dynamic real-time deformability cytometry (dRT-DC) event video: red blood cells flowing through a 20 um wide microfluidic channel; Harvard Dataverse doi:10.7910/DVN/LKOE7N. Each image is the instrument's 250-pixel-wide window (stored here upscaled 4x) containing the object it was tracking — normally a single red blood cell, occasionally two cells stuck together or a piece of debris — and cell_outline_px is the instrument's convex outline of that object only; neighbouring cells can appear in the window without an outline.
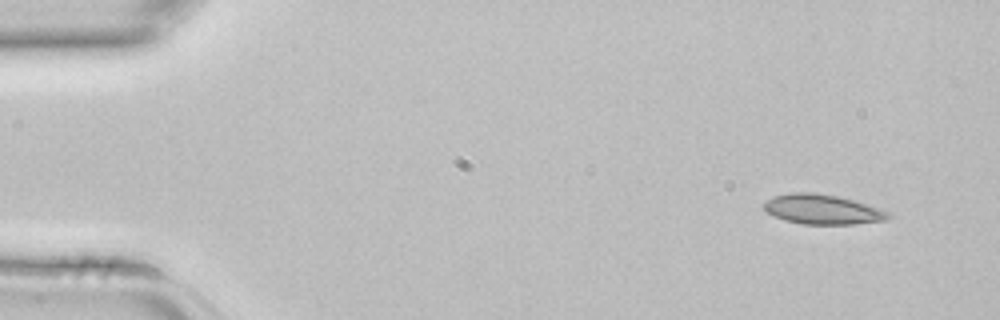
{"species": "common noctule bat (a hibernating species)", "species_latin": "Nyctalus noctula", "temperature_condition": "room temperature", "stored_images_in_passage": 5, "segment_of_instrument_passage": [2, 2], "camera_frame_rate_fps": 3000, "um_per_image_px": 0.085, "animal": {"sex": "female", "body_mass_g": 22.7, "forearm_length_mm": 54.2}, "frame": {"image": 1, "passage_image": 5, "time_ms": 1.333, "image_size_px": [1000, 320], "cell_outline_px": [[892, 216], [888, 220], [856, 224], [804, 224], [784, 220], [768, 212], [764, 208], [764, 204], [768, 200], [776, 196], [792, 192], [812, 192], [836, 196], [852, 200], [888, 212]], "centroid_in_image_um": [69.92, 17.81], "position_along_channel_um": 15.1, "area_um2": 21.15}}